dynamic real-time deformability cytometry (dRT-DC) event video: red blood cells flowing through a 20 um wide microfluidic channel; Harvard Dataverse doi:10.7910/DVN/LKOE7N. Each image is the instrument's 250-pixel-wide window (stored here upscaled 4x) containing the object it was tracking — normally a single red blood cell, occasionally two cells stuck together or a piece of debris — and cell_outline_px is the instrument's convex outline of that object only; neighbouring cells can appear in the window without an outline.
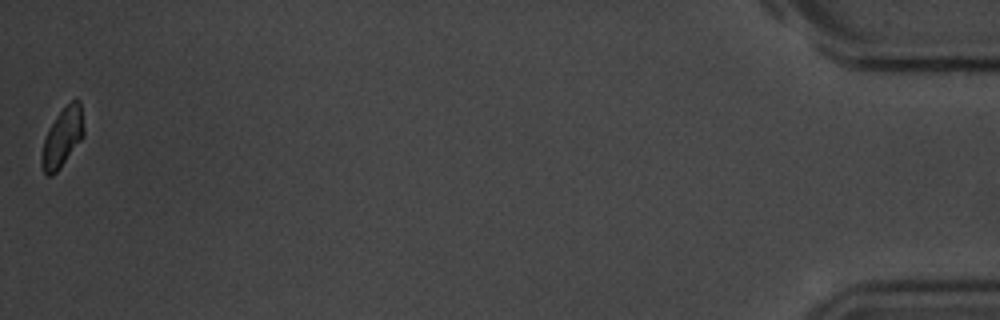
{"species": "common noctule bat (a hibernating species)", "species_latin": "Nyctalus noctula", "temperature_condition": "room temperature", "stored_images_in_passage": 15, "camera_frame_rate_fps": 3000, "um_per_image_px": 0.085, "animal": {"sex": "male", "body_mass_g": 20.1, "forearm_length_mm": 53.5}, "frame": {"image": 1, "passage_image": 15, "time_ms": 17.0, "image_size_px": [1000, 320], "cell_outline_px": [[84, 136], [60, 168], [52, 176], [48, 176], [44, 172], [40, 164], [40, 156], [44, 140], [48, 128], [56, 116], [76, 96], [80, 100], [84, 128]], "centroid_in_image_um": [5.3, 11.68], "position_along_channel_um": 429.9, "area_um2": 14.62}, "authors_computed_cell_mechanics": {"area_um2": 17.629, "velocity_mm_per_s": 3.5999, "shape_relaxation_time_tau1_ms": 2.6518, "shape_relaxation_time_tau2_ms": null, "deformation_change_tau1": 0.069, "deformation_change_tau2": null}}